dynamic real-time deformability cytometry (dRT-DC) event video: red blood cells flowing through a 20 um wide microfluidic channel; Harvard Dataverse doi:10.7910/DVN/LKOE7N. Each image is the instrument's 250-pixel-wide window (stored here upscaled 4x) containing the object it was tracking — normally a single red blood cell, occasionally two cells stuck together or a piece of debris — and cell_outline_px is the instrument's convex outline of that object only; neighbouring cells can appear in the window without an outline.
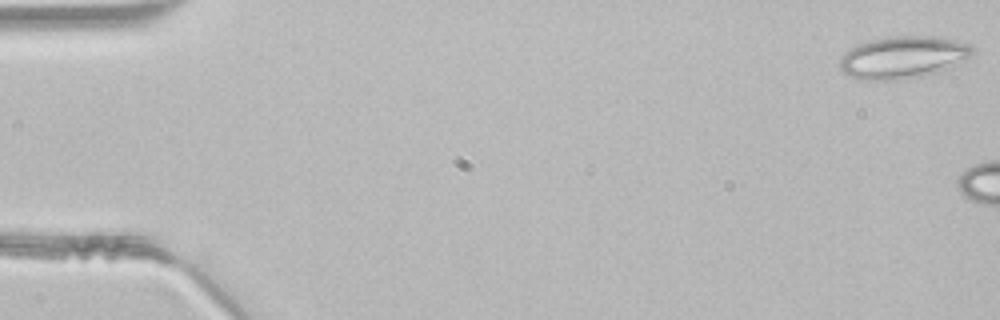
{"species": "common noctule bat (a hibernating species)", "species_latin": "Nyctalus noctula", "temperature_condition": "room temperature", "stored_images_in_passage": 4, "camera_frame_rate_fps": 3000, "um_per_image_px": 0.085, "animal": {"sex": "male", "body_mass_g": 21.5, "forearm_length_mm": 52.0}, "frame": {"image": 1, "passage_image": 1, "time_ms": 0.0, "image_size_px": [1000, 320], "cell_outline_px": [[972, 56], [956, 64], [936, 72], [920, 76], [900, 80], [860, 80], [848, 76], [840, 68], [840, 60], [852, 48], [860, 44], [872, 40], [892, 36], [936, 36], [968, 44], [972, 48]], "centroid_in_image_um": [76.75, 4.88], "position_along_channel_um": 8.3, "area_um2": 32.14}}